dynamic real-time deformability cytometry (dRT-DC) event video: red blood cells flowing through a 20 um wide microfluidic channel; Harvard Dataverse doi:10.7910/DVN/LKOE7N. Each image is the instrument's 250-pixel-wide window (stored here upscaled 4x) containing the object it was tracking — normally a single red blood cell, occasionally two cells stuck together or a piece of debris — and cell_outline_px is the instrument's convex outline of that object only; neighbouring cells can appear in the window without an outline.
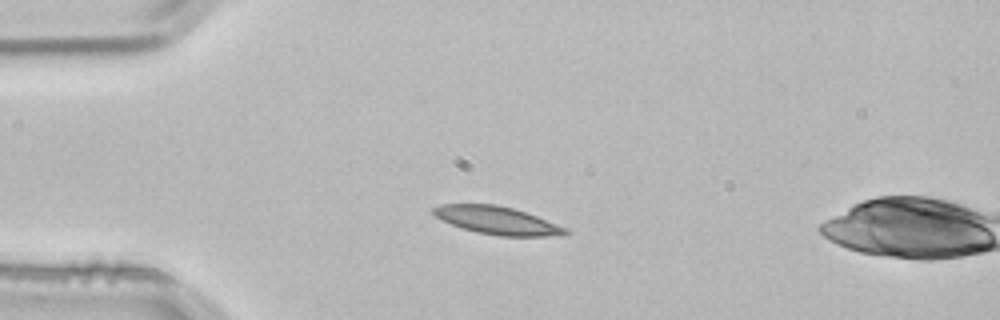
{"species": "common noctule bat (a hibernating species)", "species_latin": "Nyctalus noctula", "temperature_condition": "room temperature", "stored_images_in_passage": 2, "camera_frame_rate_fps": 3000, "um_per_image_px": 0.085, "animal": {"sex": "male", "body_mass_g": 21.5, "forearm_length_mm": 52.0}, "frame": {"image": 1, "passage_image": 1, "time_ms": 0.0, "image_size_px": [1000, 320], "cell_outline_px": [[568, 232], [560, 236], [500, 236], [476, 232], [460, 228], [436, 216], [432, 212], [432, 208], [440, 204], [496, 204], [512, 208], [536, 216], [568, 228]], "centroid_in_image_um": [42.26, 18.74], "position_along_channel_um": 42.7, "area_um2": 21.33}}